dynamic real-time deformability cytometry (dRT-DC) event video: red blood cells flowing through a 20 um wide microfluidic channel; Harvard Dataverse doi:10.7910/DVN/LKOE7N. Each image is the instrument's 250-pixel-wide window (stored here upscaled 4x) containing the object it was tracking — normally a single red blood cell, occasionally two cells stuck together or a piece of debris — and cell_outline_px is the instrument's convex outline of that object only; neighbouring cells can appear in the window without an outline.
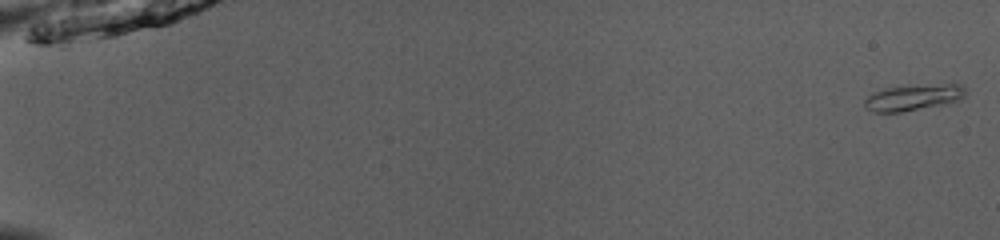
{"species": "common noctule bat (a hibernating species)", "species_latin": "Nyctalus noctula", "temperature_condition": "room temperature", "stored_images_in_passage": 52, "camera_frame_rate_fps": 3000, "um_per_image_px": 0.085, "animal": {"sex": "male", "body_mass_g": 13.0, "forearm_length_mm": 53.1}, "frame": {"image": 1, "passage_image": 1, "time_ms": 0.0, "image_size_px": [1000, 240], "cell_outline_px": [[964, 96], [960, 100], [948, 104], [900, 112], [872, 112], [864, 108], [864, 100], [872, 92], [884, 88], [944, 84], [960, 84], [964, 88]], "centroid_in_image_um": [77.6, 8.3], "position_along_channel_um": 7.4, "area_um2": 15.32}}
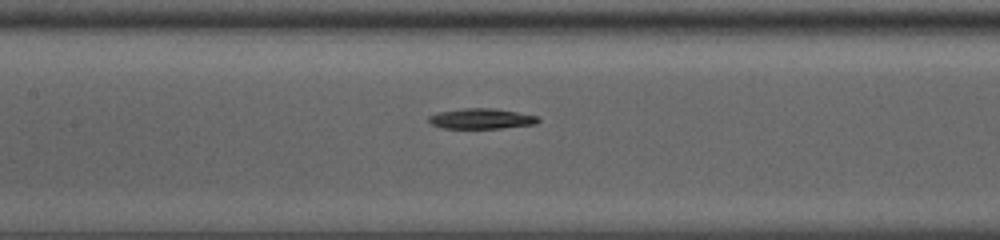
{"frame": {"image": 2, "passage_image": 27, "time_ms": 8.667, "image_size_px": [1000, 240], "cell_outline_px": [[540, 120], [536, 124], [500, 128], [444, 128], [432, 124], [428, 120], [428, 116], [436, 112], [464, 108], [496, 108], [536, 116]], "centroid_in_image_um": [40.88, 10.08], "position_along_channel_um": 166.5, "area_um2": 12.95}}
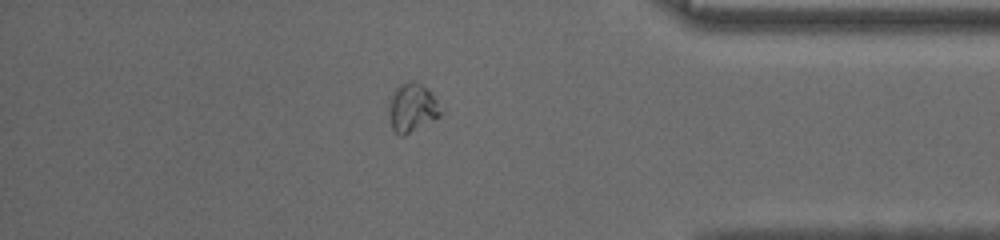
{"frame": {"image": 3, "passage_image": 46, "time_ms": 15.0, "image_size_px": [1000, 240], "cell_outline_px": [[440, 116], [404, 136], [400, 136], [392, 128], [388, 112], [388, 108], [392, 96], [396, 88], [400, 84], [412, 80], [428, 88], [436, 100], [440, 112]], "centroid_in_image_um": [35.01, 9.16], "position_along_channel_um": 400.2, "area_um2": 14.39}, "authors_computed_cell_mechanics": {"area_um2": 13.5541, "velocity_mm_per_s": 3.975, "shape_relaxation_time_tau1_ms": 9.7166, "shape_relaxation_time_tau2_ms": 5.8261, "deformation_change_tau1": 0.2573, "deformation_change_tau2": 0.1048}}